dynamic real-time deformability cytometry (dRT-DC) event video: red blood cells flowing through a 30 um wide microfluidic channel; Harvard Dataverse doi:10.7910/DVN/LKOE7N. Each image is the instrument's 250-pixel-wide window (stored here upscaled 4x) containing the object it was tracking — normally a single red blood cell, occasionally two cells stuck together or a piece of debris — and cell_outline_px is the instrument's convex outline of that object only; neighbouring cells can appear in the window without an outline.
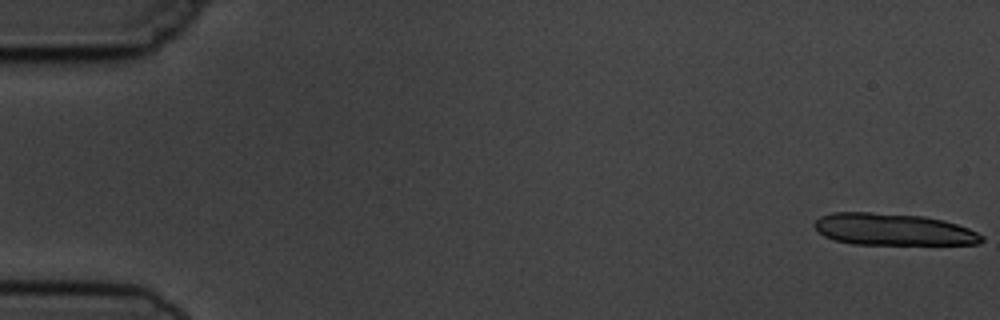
{"species": "common noctule bat (a hibernating species)", "species_latin": "Nyctalus noctula", "temperature_condition": "cold", "stored_images_in_passage": 5, "camera_frame_rate_fps": 3000, "um_per_image_px": 0.085, "animal": {"sex": "male", "body_mass_g": 19.5, "forearm_length_mm": 54.6}, "frame": {"image": 1, "passage_image": 1, "time_ms": 0.0, "image_size_px": [1000, 320], "cell_outline_px": [[984, 240], [980, 244], [852, 244], [836, 240], [824, 236], [812, 224], [820, 216], [832, 212], [872, 212], [924, 216], [944, 220], [968, 228], [984, 236]], "centroid_in_image_um": [75.92, 19.5], "position_along_channel_um": 9.1, "area_um2": 31.1}}